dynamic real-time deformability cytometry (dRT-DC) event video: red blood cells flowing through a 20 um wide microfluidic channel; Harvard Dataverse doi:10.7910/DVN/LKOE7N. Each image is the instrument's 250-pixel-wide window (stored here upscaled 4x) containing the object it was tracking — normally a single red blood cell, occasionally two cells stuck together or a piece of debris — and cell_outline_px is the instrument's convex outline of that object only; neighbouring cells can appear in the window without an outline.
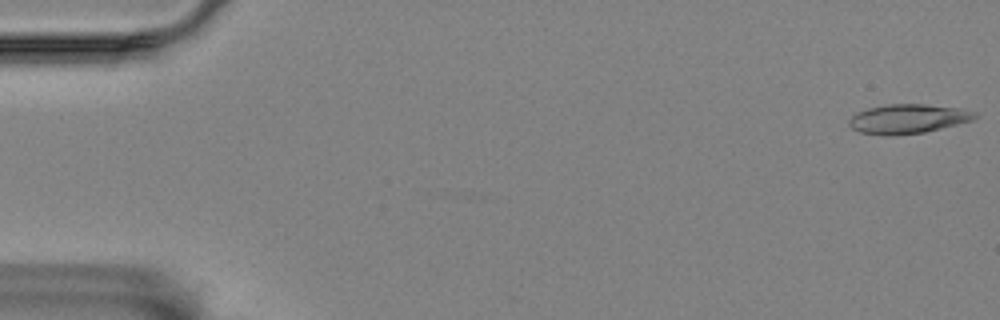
{"species": "Egyptian fruit bat (a non-hibernating species)", "species_latin": "Rousettus aegyptiacus", "temperature_condition": "room temperature", "stored_images_in_passage": 6, "camera_frame_rate_fps": 3000, "um_per_image_px": 0.085, "animal": {"sex": "female"}, "frame": {"image": 1, "passage_image": 1, "time_ms": 0.0, "image_size_px": [1000, 320], "cell_outline_px": [[976, 116], [972, 120], [924, 132], [892, 136], [884, 136], [860, 132], [852, 128], [848, 124], [848, 120], [856, 112], [868, 108], [888, 104], [924, 104], [956, 108], [976, 112]], "centroid_in_image_um": [77.1, 10.11], "position_along_channel_um": 7.9, "area_um2": 21.33}}